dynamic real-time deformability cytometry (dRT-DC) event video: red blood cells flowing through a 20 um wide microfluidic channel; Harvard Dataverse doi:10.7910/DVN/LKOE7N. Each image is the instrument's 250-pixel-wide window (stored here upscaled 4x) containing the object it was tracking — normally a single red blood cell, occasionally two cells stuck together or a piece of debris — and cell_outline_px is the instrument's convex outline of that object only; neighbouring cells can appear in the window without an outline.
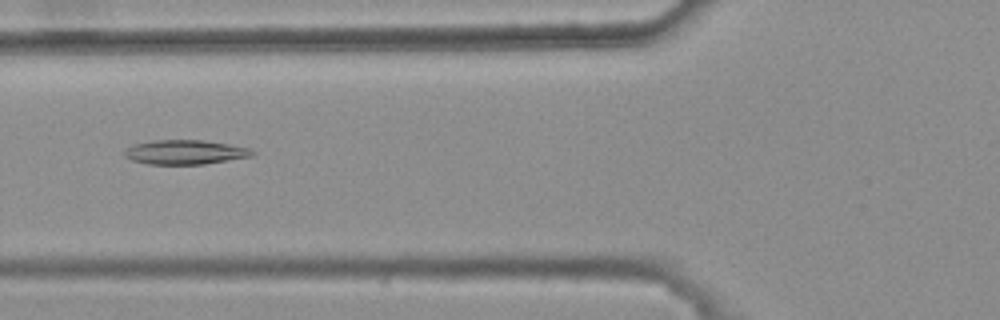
{"species": "common noctule bat (a hibernating species)", "species_latin": "Nyctalus noctula", "temperature_condition": "warm", "stored_images_in_passage": 3, "camera_frame_rate_fps": 3000, "um_per_image_px": 0.085, "animal": {"sex": "female", "body_mass_g": 25.1}, "frame": {"image": 1, "passage_image": 3, "time_ms": 0.667, "image_size_px": [1000, 320], "cell_outline_px": [[256, 152], [252, 156], [204, 164], [148, 164], [132, 160], [124, 156], [124, 152], [132, 144], [156, 140], [200, 140], [228, 144], [248, 148]], "centroid_in_image_um": [15.71, 12.93], "position_along_channel_um": 110.1, "area_um2": 17.98}}